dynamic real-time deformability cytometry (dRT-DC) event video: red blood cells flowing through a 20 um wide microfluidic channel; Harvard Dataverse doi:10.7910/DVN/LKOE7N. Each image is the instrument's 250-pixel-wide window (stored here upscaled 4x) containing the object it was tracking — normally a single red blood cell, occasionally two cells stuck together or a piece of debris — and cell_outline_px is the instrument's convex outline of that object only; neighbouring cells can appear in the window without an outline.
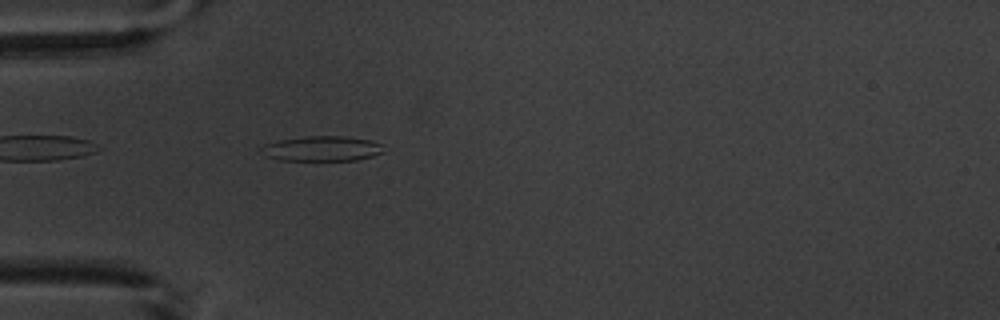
{"species": "common noctule bat (a hibernating species)", "species_latin": "Nyctalus noctula", "temperature_condition": "warm", "stored_images_in_passage": 5, "camera_frame_rate_fps": 3000, "um_per_image_px": 0.085, "animal": {"sex": "male", "body_mass_g": 20.1, "forearm_length_mm": 53.5}, "frame": {"image": 1, "passage_image": 5, "time_ms": 4.667, "image_size_px": [1000, 320], "cell_outline_px": [[384, 152], [372, 156], [356, 160], [280, 160], [264, 156], [260, 148], [264, 144], [280, 140], [308, 136], [344, 136], [372, 140], [380, 144]], "centroid_in_image_um": [27.35, 12.63], "position_along_channel_um": 57.6, "area_um2": 17.8}}